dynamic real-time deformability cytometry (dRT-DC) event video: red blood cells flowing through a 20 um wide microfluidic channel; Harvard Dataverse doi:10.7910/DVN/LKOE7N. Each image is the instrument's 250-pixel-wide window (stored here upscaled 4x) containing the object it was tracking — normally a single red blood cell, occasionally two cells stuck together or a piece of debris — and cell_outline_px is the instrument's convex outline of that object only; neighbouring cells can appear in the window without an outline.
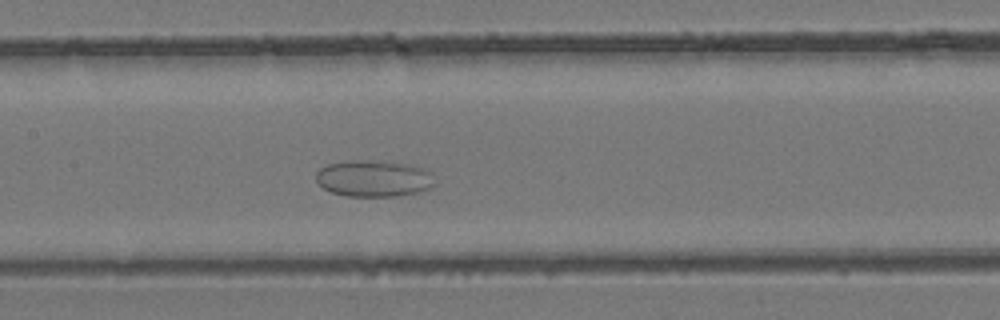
{"species": "common noctule bat (a hibernating species)", "species_latin": "Nyctalus noctula", "temperature_condition": "room temperature", "stored_images_in_passage": 29, "camera_frame_rate_fps": 3000, "um_per_image_px": 0.085, "animal": {"sex": "female", "body_mass_g": 24.6, "forearm_length_mm": 56.2}, "frame": {"image": 1, "passage_image": 14, "time_ms": 4.333, "image_size_px": [1000, 320], "cell_outline_px": [[436, 184], [428, 188], [416, 192], [396, 196], [348, 196], [332, 192], [324, 188], [316, 180], [316, 172], [320, 168], [328, 164], [356, 160], [372, 160], [408, 164], [424, 168], [428, 172]], "centroid_in_image_um": [31.75, 15.16], "position_along_channel_um": 175.7, "area_um2": 24.97}}
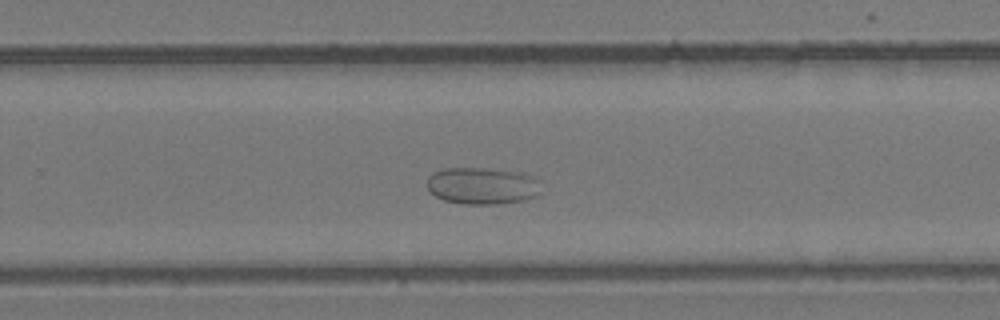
{"frame": {"image": 2, "passage_image": 22, "time_ms": 7.0, "image_size_px": [1000, 320], "cell_outline_px": [[540, 192], [536, 196], [524, 200], [500, 204], [464, 204], [444, 200], [436, 196], [428, 188], [428, 176], [432, 172], [444, 168], [484, 168], [524, 172], [532, 176], [536, 180]], "centroid_in_image_um": [40.98, 15.79], "position_along_channel_um": 288.8, "area_um2": 24.57}}
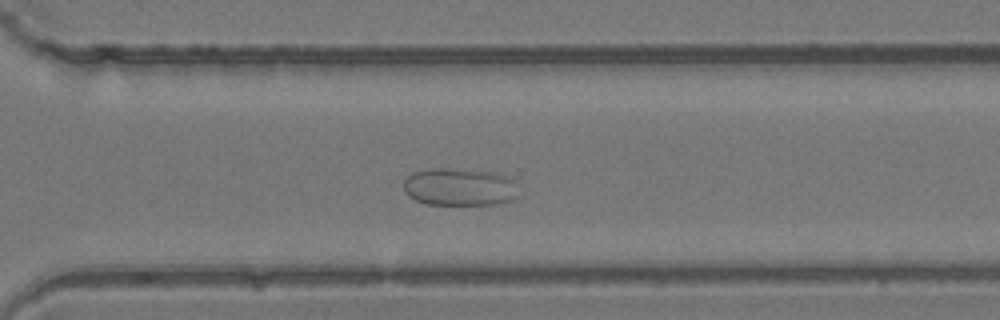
{"frame": {"image": 3, "passage_image": 25, "time_ms": 8.0, "image_size_px": [1000, 320], "cell_outline_px": [[520, 196], [512, 200], [496, 204], [428, 204], [416, 200], [408, 196], [404, 188], [404, 180], [412, 172], [432, 168], [448, 168], [488, 172], [508, 176], [512, 180]], "centroid_in_image_um": [39.05, 15.89], "position_along_channel_um": 331.5, "area_um2": 25.09}}